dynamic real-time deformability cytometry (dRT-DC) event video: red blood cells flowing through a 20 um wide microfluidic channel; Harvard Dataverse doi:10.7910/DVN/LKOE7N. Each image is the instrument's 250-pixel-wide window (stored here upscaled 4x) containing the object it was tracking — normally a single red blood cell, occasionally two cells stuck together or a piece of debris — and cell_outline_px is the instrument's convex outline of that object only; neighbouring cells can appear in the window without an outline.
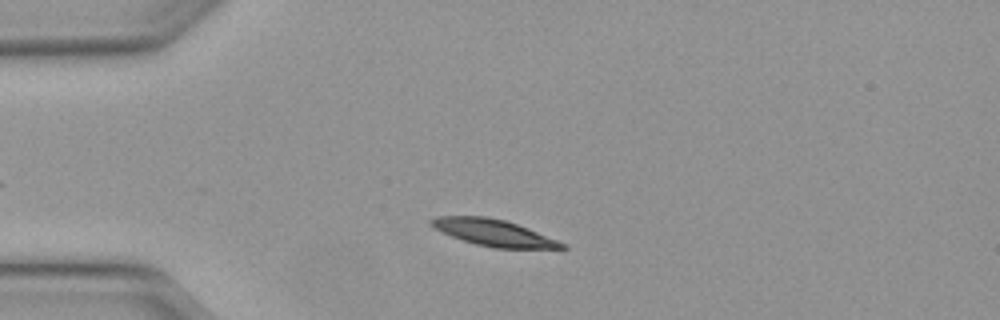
{"species": "Egyptian fruit bat (a non-hibernating species)", "species_latin": "Rousettus aegyptiacus", "temperature_condition": "warm", "stored_images_in_passage": 37, "camera_frame_rate_fps": 3000, "um_per_image_px": 0.085, "animal": {"sex": "female"}, "frame": {"image": 1, "passage_image": 7, "time_ms": 2.0, "image_size_px": [1000, 320], "cell_outline_px": [[568, 248], [492, 248], [476, 244], [452, 236], [428, 224], [428, 220], [436, 216], [484, 216], [504, 220], [516, 224], [568, 244]], "centroid_in_image_um": [41.95, 19.78], "position_along_channel_um": 43.1, "area_um2": 19.94}}
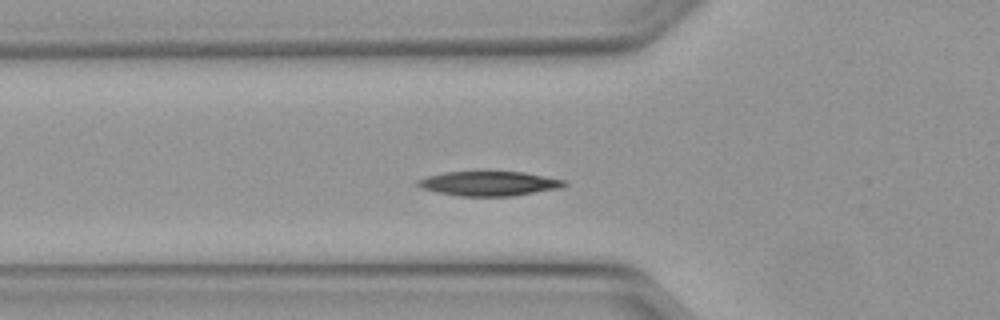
{"frame": {"image": 2, "passage_image": 12, "time_ms": 3.667, "image_size_px": [1000, 320], "cell_outline_px": [[568, 184], [560, 188], [512, 196], [460, 196], [436, 192], [420, 188], [416, 184], [416, 180], [428, 176], [444, 172], [524, 172], [564, 180]], "centroid_in_image_um": [41.54, 15.6], "position_along_channel_um": 84.3, "area_um2": 20.87}}
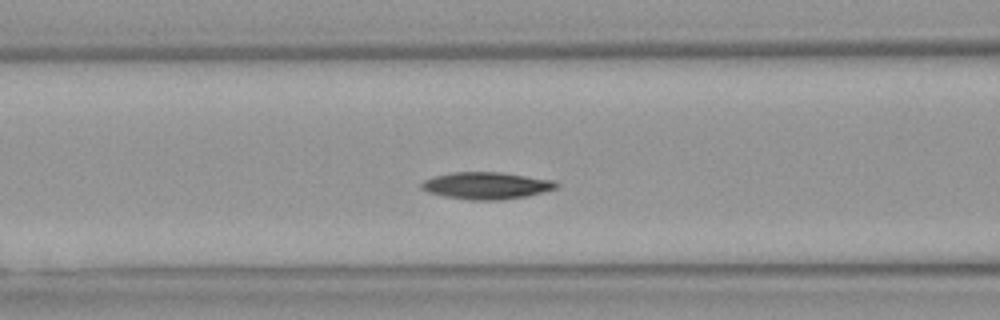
{"frame": {"image": 3, "passage_image": 15, "time_ms": 4.667, "image_size_px": [1000, 320], "cell_outline_px": [[560, 184], [556, 188], [528, 196], [500, 200], [468, 200], [444, 196], [428, 192], [420, 188], [420, 184], [424, 180], [436, 176], [452, 172], [500, 172], [552, 180]], "centroid_in_image_um": [41.33, 15.78], "position_along_channel_um": 125.3, "area_um2": 21.15}, "authors_computed_cell_mechanics": {"area_um2": 20.4034, "velocity_mm_per_s": 4.0782, "shape_relaxation_time_tau1_ms": 2.2794, "shape_relaxation_time_tau2_ms": null, "deformation_change_tau1": 0.1049, "deformation_change_tau2": null}}